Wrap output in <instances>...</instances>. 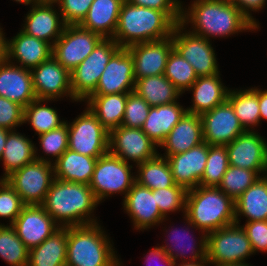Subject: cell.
<instances>
[{
  "label": "cell",
  "mask_w": 267,
  "mask_h": 266,
  "mask_svg": "<svg viewBox=\"0 0 267 266\" xmlns=\"http://www.w3.org/2000/svg\"><path fill=\"white\" fill-rule=\"evenodd\" d=\"M188 8H181V21L195 35L227 38L241 32H254V25L233 3L220 0H193Z\"/></svg>",
  "instance_id": "6da1fadb"
},
{
  "label": "cell",
  "mask_w": 267,
  "mask_h": 266,
  "mask_svg": "<svg viewBox=\"0 0 267 266\" xmlns=\"http://www.w3.org/2000/svg\"><path fill=\"white\" fill-rule=\"evenodd\" d=\"M98 204L88 184L54 179L41 206L60 227H70L98 223Z\"/></svg>",
  "instance_id": "7a4b0ae2"
},
{
  "label": "cell",
  "mask_w": 267,
  "mask_h": 266,
  "mask_svg": "<svg viewBox=\"0 0 267 266\" xmlns=\"http://www.w3.org/2000/svg\"><path fill=\"white\" fill-rule=\"evenodd\" d=\"M175 25L164 11L136 6L124 0L113 39L124 48L136 43L158 41L172 36Z\"/></svg>",
  "instance_id": "3957f363"
},
{
  "label": "cell",
  "mask_w": 267,
  "mask_h": 266,
  "mask_svg": "<svg viewBox=\"0 0 267 266\" xmlns=\"http://www.w3.org/2000/svg\"><path fill=\"white\" fill-rule=\"evenodd\" d=\"M100 224L67 227L66 266H123Z\"/></svg>",
  "instance_id": "277c9868"
},
{
  "label": "cell",
  "mask_w": 267,
  "mask_h": 266,
  "mask_svg": "<svg viewBox=\"0 0 267 266\" xmlns=\"http://www.w3.org/2000/svg\"><path fill=\"white\" fill-rule=\"evenodd\" d=\"M185 216L206 234L235 223V201L218 187L189 189Z\"/></svg>",
  "instance_id": "5b68a950"
},
{
  "label": "cell",
  "mask_w": 267,
  "mask_h": 266,
  "mask_svg": "<svg viewBox=\"0 0 267 266\" xmlns=\"http://www.w3.org/2000/svg\"><path fill=\"white\" fill-rule=\"evenodd\" d=\"M207 260L210 266L247 263L254 255L250 240L239 224H232L207 233Z\"/></svg>",
  "instance_id": "8992f818"
},
{
  "label": "cell",
  "mask_w": 267,
  "mask_h": 266,
  "mask_svg": "<svg viewBox=\"0 0 267 266\" xmlns=\"http://www.w3.org/2000/svg\"><path fill=\"white\" fill-rule=\"evenodd\" d=\"M132 168V164L109 152L97 159L89 186L99 204L116 193L125 199L136 182Z\"/></svg>",
  "instance_id": "52a82bcc"
},
{
  "label": "cell",
  "mask_w": 267,
  "mask_h": 266,
  "mask_svg": "<svg viewBox=\"0 0 267 266\" xmlns=\"http://www.w3.org/2000/svg\"><path fill=\"white\" fill-rule=\"evenodd\" d=\"M68 126V149L99 158L109 152V132L86 106Z\"/></svg>",
  "instance_id": "ba28073f"
},
{
  "label": "cell",
  "mask_w": 267,
  "mask_h": 266,
  "mask_svg": "<svg viewBox=\"0 0 267 266\" xmlns=\"http://www.w3.org/2000/svg\"><path fill=\"white\" fill-rule=\"evenodd\" d=\"M119 48L113 38H103L71 72V90L78 102H84L95 91L107 63Z\"/></svg>",
  "instance_id": "9c48e42d"
},
{
  "label": "cell",
  "mask_w": 267,
  "mask_h": 266,
  "mask_svg": "<svg viewBox=\"0 0 267 266\" xmlns=\"http://www.w3.org/2000/svg\"><path fill=\"white\" fill-rule=\"evenodd\" d=\"M54 179L53 164L37 159L5 178L25 205H41Z\"/></svg>",
  "instance_id": "30bf717a"
},
{
  "label": "cell",
  "mask_w": 267,
  "mask_h": 266,
  "mask_svg": "<svg viewBox=\"0 0 267 266\" xmlns=\"http://www.w3.org/2000/svg\"><path fill=\"white\" fill-rule=\"evenodd\" d=\"M172 41L173 48L192 65L198 77L220 73L211 40L193 34L178 23L173 29Z\"/></svg>",
  "instance_id": "8fae6325"
},
{
  "label": "cell",
  "mask_w": 267,
  "mask_h": 266,
  "mask_svg": "<svg viewBox=\"0 0 267 266\" xmlns=\"http://www.w3.org/2000/svg\"><path fill=\"white\" fill-rule=\"evenodd\" d=\"M102 39L98 33L80 25H66L61 36L52 45V56L71 73Z\"/></svg>",
  "instance_id": "7c38bea8"
},
{
  "label": "cell",
  "mask_w": 267,
  "mask_h": 266,
  "mask_svg": "<svg viewBox=\"0 0 267 266\" xmlns=\"http://www.w3.org/2000/svg\"><path fill=\"white\" fill-rule=\"evenodd\" d=\"M109 153L137 165L156 157L158 145L142 129L119 126L109 132Z\"/></svg>",
  "instance_id": "4fadbf2b"
},
{
  "label": "cell",
  "mask_w": 267,
  "mask_h": 266,
  "mask_svg": "<svg viewBox=\"0 0 267 266\" xmlns=\"http://www.w3.org/2000/svg\"><path fill=\"white\" fill-rule=\"evenodd\" d=\"M33 88L37 99L59 100L69 97L78 102L71 90V73L53 56L31 70Z\"/></svg>",
  "instance_id": "5bb4252c"
},
{
  "label": "cell",
  "mask_w": 267,
  "mask_h": 266,
  "mask_svg": "<svg viewBox=\"0 0 267 266\" xmlns=\"http://www.w3.org/2000/svg\"><path fill=\"white\" fill-rule=\"evenodd\" d=\"M182 217L183 220L186 222V224L184 222L186 228L184 229L182 227L178 230L177 227L175 228L171 225L168 227L167 230L165 227L163 232H166L165 235L168 234V237L164 239L165 241L163 243L165 244H162L161 248L164 250L167 256L171 258L175 263L207 260V234L204 231L196 228L185 215H183ZM190 229L198 230L199 236L201 235L200 237H198L200 240L198 238H194V235L191 234L194 232H192L193 230H191L190 232Z\"/></svg>",
  "instance_id": "9a60e30c"
},
{
  "label": "cell",
  "mask_w": 267,
  "mask_h": 266,
  "mask_svg": "<svg viewBox=\"0 0 267 266\" xmlns=\"http://www.w3.org/2000/svg\"><path fill=\"white\" fill-rule=\"evenodd\" d=\"M55 7L58 6L54 0H41L30 6L20 30L52 46L66 26L59 8L57 10Z\"/></svg>",
  "instance_id": "2e32d148"
},
{
  "label": "cell",
  "mask_w": 267,
  "mask_h": 266,
  "mask_svg": "<svg viewBox=\"0 0 267 266\" xmlns=\"http://www.w3.org/2000/svg\"><path fill=\"white\" fill-rule=\"evenodd\" d=\"M122 205L135 230L144 232L167 221L156 204L155 190L143 187L137 182L128 191Z\"/></svg>",
  "instance_id": "e0dca14e"
},
{
  "label": "cell",
  "mask_w": 267,
  "mask_h": 266,
  "mask_svg": "<svg viewBox=\"0 0 267 266\" xmlns=\"http://www.w3.org/2000/svg\"><path fill=\"white\" fill-rule=\"evenodd\" d=\"M201 119L203 139L208 145H227L246 131L228 100L203 113Z\"/></svg>",
  "instance_id": "ac0fdd59"
},
{
  "label": "cell",
  "mask_w": 267,
  "mask_h": 266,
  "mask_svg": "<svg viewBox=\"0 0 267 266\" xmlns=\"http://www.w3.org/2000/svg\"><path fill=\"white\" fill-rule=\"evenodd\" d=\"M133 58L127 48L120 47L110 58L95 91L91 95H111L134 91Z\"/></svg>",
  "instance_id": "d6986e66"
},
{
  "label": "cell",
  "mask_w": 267,
  "mask_h": 266,
  "mask_svg": "<svg viewBox=\"0 0 267 266\" xmlns=\"http://www.w3.org/2000/svg\"><path fill=\"white\" fill-rule=\"evenodd\" d=\"M229 165L253 171H266L267 141L259 132L245 131L226 145Z\"/></svg>",
  "instance_id": "ffe728a7"
},
{
  "label": "cell",
  "mask_w": 267,
  "mask_h": 266,
  "mask_svg": "<svg viewBox=\"0 0 267 266\" xmlns=\"http://www.w3.org/2000/svg\"><path fill=\"white\" fill-rule=\"evenodd\" d=\"M12 226L29 250L60 228L41 205H25Z\"/></svg>",
  "instance_id": "44dd1931"
},
{
  "label": "cell",
  "mask_w": 267,
  "mask_h": 266,
  "mask_svg": "<svg viewBox=\"0 0 267 266\" xmlns=\"http://www.w3.org/2000/svg\"><path fill=\"white\" fill-rule=\"evenodd\" d=\"M133 58L134 78L163 75L171 50L172 36L151 42H141L127 47Z\"/></svg>",
  "instance_id": "7402d4cb"
},
{
  "label": "cell",
  "mask_w": 267,
  "mask_h": 266,
  "mask_svg": "<svg viewBox=\"0 0 267 266\" xmlns=\"http://www.w3.org/2000/svg\"><path fill=\"white\" fill-rule=\"evenodd\" d=\"M166 157L175 184L187 190L196 188L202 179L208 157V144L204 141L185 151Z\"/></svg>",
  "instance_id": "603a6c76"
},
{
  "label": "cell",
  "mask_w": 267,
  "mask_h": 266,
  "mask_svg": "<svg viewBox=\"0 0 267 266\" xmlns=\"http://www.w3.org/2000/svg\"><path fill=\"white\" fill-rule=\"evenodd\" d=\"M51 56L52 46L49 43L21 30L7 39V61L24 69L32 70Z\"/></svg>",
  "instance_id": "cb8c5ba5"
},
{
  "label": "cell",
  "mask_w": 267,
  "mask_h": 266,
  "mask_svg": "<svg viewBox=\"0 0 267 266\" xmlns=\"http://www.w3.org/2000/svg\"><path fill=\"white\" fill-rule=\"evenodd\" d=\"M0 96L24 108L36 100L31 70L8 61L0 63Z\"/></svg>",
  "instance_id": "d4e9b609"
},
{
  "label": "cell",
  "mask_w": 267,
  "mask_h": 266,
  "mask_svg": "<svg viewBox=\"0 0 267 266\" xmlns=\"http://www.w3.org/2000/svg\"><path fill=\"white\" fill-rule=\"evenodd\" d=\"M202 142L204 139L201 116L187 112L160 144L159 147L165 152L159 155L171 156L182 153Z\"/></svg>",
  "instance_id": "484cf974"
},
{
  "label": "cell",
  "mask_w": 267,
  "mask_h": 266,
  "mask_svg": "<svg viewBox=\"0 0 267 266\" xmlns=\"http://www.w3.org/2000/svg\"><path fill=\"white\" fill-rule=\"evenodd\" d=\"M220 73L199 76L187 91H192V105L187 107L190 114L202 115L227 100L229 89L224 86Z\"/></svg>",
  "instance_id": "4316f807"
},
{
  "label": "cell",
  "mask_w": 267,
  "mask_h": 266,
  "mask_svg": "<svg viewBox=\"0 0 267 266\" xmlns=\"http://www.w3.org/2000/svg\"><path fill=\"white\" fill-rule=\"evenodd\" d=\"M187 113V108L178 101L150 107L142 131L158 146L165 140L172 128Z\"/></svg>",
  "instance_id": "83f0119b"
},
{
  "label": "cell",
  "mask_w": 267,
  "mask_h": 266,
  "mask_svg": "<svg viewBox=\"0 0 267 266\" xmlns=\"http://www.w3.org/2000/svg\"><path fill=\"white\" fill-rule=\"evenodd\" d=\"M123 2L124 0H94L79 25L103 38H113Z\"/></svg>",
  "instance_id": "f1b7e54d"
},
{
  "label": "cell",
  "mask_w": 267,
  "mask_h": 266,
  "mask_svg": "<svg viewBox=\"0 0 267 266\" xmlns=\"http://www.w3.org/2000/svg\"><path fill=\"white\" fill-rule=\"evenodd\" d=\"M98 158L67 149L54 163V177L67 182L90 184Z\"/></svg>",
  "instance_id": "f546056e"
},
{
  "label": "cell",
  "mask_w": 267,
  "mask_h": 266,
  "mask_svg": "<svg viewBox=\"0 0 267 266\" xmlns=\"http://www.w3.org/2000/svg\"><path fill=\"white\" fill-rule=\"evenodd\" d=\"M246 222L267 220V177L257 179L235 200V223L240 225L241 217ZM240 217V218H239Z\"/></svg>",
  "instance_id": "4dcf8cb0"
},
{
  "label": "cell",
  "mask_w": 267,
  "mask_h": 266,
  "mask_svg": "<svg viewBox=\"0 0 267 266\" xmlns=\"http://www.w3.org/2000/svg\"><path fill=\"white\" fill-rule=\"evenodd\" d=\"M128 93L111 95H90L84 102L110 132L122 125Z\"/></svg>",
  "instance_id": "1f68e13d"
},
{
  "label": "cell",
  "mask_w": 267,
  "mask_h": 266,
  "mask_svg": "<svg viewBox=\"0 0 267 266\" xmlns=\"http://www.w3.org/2000/svg\"><path fill=\"white\" fill-rule=\"evenodd\" d=\"M67 227H60L39 246L29 250L28 266H66Z\"/></svg>",
  "instance_id": "d6a6232c"
},
{
  "label": "cell",
  "mask_w": 267,
  "mask_h": 266,
  "mask_svg": "<svg viewBox=\"0 0 267 266\" xmlns=\"http://www.w3.org/2000/svg\"><path fill=\"white\" fill-rule=\"evenodd\" d=\"M35 159V145L33 141L17 130H10L3 155L0 159L4 167L1 179H5L13 171L22 168Z\"/></svg>",
  "instance_id": "836d02e7"
},
{
  "label": "cell",
  "mask_w": 267,
  "mask_h": 266,
  "mask_svg": "<svg viewBox=\"0 0 267 266\" xmlns=\"http://www.w3.org/2000/svg\"><path fill=\"white\" fill-rule=\"evenodd\" d=\"M134 91L142 97L150 107L174 103L180 99L179 97L183 96L164 75L147 76L136 80Z\"/></svg>",
  "instance_id": "e575fe53"
},
{
  "label": "cell",
  "mask_w": 267,
  "mask_h": 266,
  "mask_svg": "<svg viewBox=\"0 0 267 266\" xmlns=\"http://www.w3.org/2000/svg\"><path fill=\"white\" fill-rule=\"evenodd\" d=\"M227 100L234 108L241 125L246 131H254L260 124L258 87L230 89ZM255 127V128H254Z\"/></svg>",
  "instance_id": "d590c367"
},
{
  "label": "cell",
  "mask_w": 267,
  "mask_h": 266,
  "mask_svg": "<svg viewBox=\"0 0 267 266\" xmlns=\"http://www.w3.org/2000/svg\"><path fill=\"white\" fill-rule=\"evenodd\" d=\"M136 182L151 190L172 187L175 185L172 170L166 157L157 155L136 166Z\"/></svg>",
  "instance_id": "8d00e7d4"
},
{
  "label": "cell",
  "mask_w": 267,
  "mask_h": 266,
  "mask_svg": "<svg viewBox=\"0 0 267 266\" xmlns=\"http://www.w3.org/2000/svg\"><path fill=\"white\" fill-rule=\"evenodd\" d=\"M49 101L58 100L36 99L24 108V123L28 122L36 135L57 129L66 123V120H61L56 108L47 105Z\"/></svg>",
  "instance_id": "74e56055"
},
{
  "label": "cell",
  "mask_w": 267,
  "mask_h": 266,
  "mask_svg": "<svg viewBox=\"0 0 267 266\" xmlns=\"http://www.w3.org/2000/svg\"><path fill=\"white\" fill-rule=\"evenodd\" d=\"M0 257L10 266H28L29 249L12 225L0 223Z\"/></svg>",
  "instance_id": "f35d334b"
},
{
  "label": "cell",
  "mask_w": 267,
  "mask_h": 266,
  "mask_svg": "<svg viewBox=\"0 0 267 266\" xmlns=\"http://www.w3.org/2000/svg\"><path fill=\"white\" fill-rule=\"evenodd\" d=\"M265 173L229 165L218 188L235 201Z\"/></svg>",
  "instance_id": "ab89813d"
},
{
  "label": "cell",
  "mask_w": 267,
  "mask_h": 266,
  "mask_svg": "<svg viewBox=\"0 0 267 266\" xmlns=\"http://www.w3.org/2000/svg\"><path fill=\"white\" fill-rule=\"evenodd\" d=\"M163 75L167 77L182 94H184L198 78L192 65L174 48L169 54Z\"/></svg>",
  "instance_id": "60d3db41"
},
{
  "label": "cell",
  "mask_w": 267,
  "mask_h": 266,
  "mask_svg": "<svg viewBox=\"0 0 267 266\" xmlns=\"http://www.w3.org/2000/svg\"><path fill=\"white\" fill-rule=\"evenodd\" d=\"M38 138L42 153L41 155L38 154L40 150H38V147L35 145L36 159L53 164L68 149L67 123L57 129L38 135ZM43 153L44 155H42Z\"/></svg>",
  "instance_id": "b9f144b4"
},
{
  "label": "cell",
  "mask_w": 267,
  "mask_h": 266,
  "mask_svg": "<svg viewBox=\"0 0 267 266\" xmlns=\"http://www.w3.org/2000/svg\"><path fill=\"white\" fill-rule=\"evenodd\" d=\"M229 167L226 145H208V157L199 186L218 187Z\"/></svg>",
  "instance_id": "7bdbcfd3"
},
{
  "label": "cell",
  "mask_w": 267,
  "mask_h": 266,
  "mask_svg": "<svg viewBox=\"0 0 267 266\" xmlns=\"http://www.w3.org/2000/svg\"><path fill=\"white\" fill-rule=\"evenodd\" d=\"M187 192L186 188L177 184L155 190V200L160 213L165 218L170 213H176L177 211H181L185 215Z\"/></svg>",
  "instance_id": "ee69618b"
},
{
  "label": "cell",
  "mask_w": 267,
  "mask_h": 266,
  "mask_svg": "<svg viewBox=\"0 0 267 266\" xmlns=\"http://www.w3.org/2000/svg\"><path fill=\"white\" fill-rule=\"evenodd\" d=\"M149 110L150 105L142 97L135 91L129 92L121 126L142 129Z\"/></svg>",
  "instance_id": "f6af8a7d"
},
{
  "label": "cell",
  "mask_w": 267,
  "mask_h": 266,
  "mask_svg": "<svg viewBox=\"0 0 267 266\" xmlns=\"http://www.w3.org/2000/svg\"><path fill=\"white\" fill-rule=\"evenodd\" d=\"M24 206L19 194L0 178V219H8L7 225H12Z\"/></svg>",
  "instance_id": "bcb514c9"
},
{
  "label": "cell",
  "mask_w": 267,
  "mask_h": 266,
  "mask_svg": "<svg viewBox=\"0 0 267 266\" xmlns=\"http://www.w3.org/2000/svg\"><path fill=\"white\" fill-rule=\"evenodd\" d=\"M66 25H79L94 0H54Z\"/></svg>",
  "instance_id": "7dc6e473"
},
{
  "label": "cell",
  "mask_w": 267,
  "mask_h": 266,
  "mask_svg": "<svg viewBox=\"0 0 267 266\" xmlns=\"http://www.w3.org/2000/svg\"><path fill=\"white\" fill-rule=\"evenodd\" d=\"M24 124V107L0 96V127L17 130Z\"/></svg>",
  "instance_id": "c3c4849f"
},
{
  "label": "cell",
  "mask_w": 267,
  "mask_h": 266,
  "mask_svg": "<svg viewBox=\"0 0 267 266\" xmlns=\"http://www.w3.org/2000/svg\"><path fill=\"white\" fill-rule=\"evenodd\" d=\"M241 226L251 242L253 253H267V220L249 221Z\"/></svg>",
  "instance_id": "681fc988"
},
{
  "label": "cell",
  "mask_w": 267,
  "mask_h": 266,
  "mask_svg": "<svg viewBox=\"0 0 267 266\" xmlns=\"http://www.w3.org/2000/svg\"><path fill=\"white\" fill-rule=\"evenodd\" d=\"M131 4L164 11L176 24L181 21V8L183 2L180 0H127Z\"/></svg>",
  "instance_id": "f907efd6"
},
{
  "label": "cell",
  "mask_w": 267,
  "mask_h": 266,
  "mask_svg": "<svg viewBox=\"0 0 267 266\" xmlns=\"http://www.w3.org/2000/svg\"><path fill=\"white\" fill-rule=\"evenodd\" d=\"M267 0H236L233 4L238 7L241 13L254 25V31L259 28V22L252 16L253 12H259L267 5Z\"/></svg>",
  "instance_id": "816d5d0a"
},
{
  "label": "cell",
  "mask_w": 267,
  "mask_h": 266,
  "mask_svg": "<svg viewBox=\"0 0 267 266\" xmlns=\"http://www.w3.org/2000/svg\"><path fill=\"white\" fill-rule=\"evenodd\" d=\"M157 245L151 250H149L147 255L144 256L145 263H148L149 265L152 260L156 259V260H161L164 266H175V262L167 256V254L164 252V250L161 248L159 244Z\"/></svg>",
  "instance_id": "f5cc1de1"
},
{
  "label": "cell",
  "mask_w": 267,
  "mask_h": 266,
  "mask_svg": "<svg viewBox=\"0 0 267 266\" xmlns=\"http://www.w3.org/2000/svg\"><path fill=\"white\" fill-rule=\"evenodd\" d=\"M258 103L260 112V124L262 120H267V90L258 88Z\"/></svg>",
  "instance_id": "db71d44e"
},
{
  "label": "cell",
  "mask_w": 267,
  "mask_h": 266,
  "mask_svg": "<svg viewBox=\"0 0 267 266\" xmlns=\"http://www.w3.org/2000/svg\"><path fill=\"white\" fill-rule=\"evenodd\" d=\"M7 61V38L0 25V63Z\"/></svg>",
  "instance_id": "11a10c76"
},
{
  "label": "cell",
  "mask_w": 267,
  "mask_h": 266,
  "mask_svg": "<svg viewBox=\"0 0 267 266\" xmlns=\"http://www.w3.org/2000/svg\"><path fill=\"white\" fill-rule=\"evenodd\" d=\"M10 130L4 127H0V159L3 155L4 148H5V143L8 137V132Z\"/></svg>",
  "instance_id": "9f6ffc18"
},
{
  "label": "cell",
  "mask_w": 267,
  "mask_h": 266,
  "mask_svg": "<svg viewBox=\"0 0 267 266\" xmlns=\"http://www.w3.org/2000/svg\"><path fill=\"white\" fill-rule=\"evenodd\" d=\"M175 266H210L208 260H197L175 263Z\"/></svg>",
  "instance_id": "6f0895ef"
},
{
  "label": "cell",
  "mask_w": 267,
  "mask_h": 266,
  "mask_svg": "<svg viewBox=\"0 0 267 266\" xmlns=\"http://www.w3.org/2000/svg\"><path fill=\"white\" fill-rule=\"evenodd\" d=\"M13 1H15L17 3H20V4H25L27 6L28 5L33 6V5L37 4V3H39L41 0H13Z\"/></svg>",
  "instance_id": "680465c9"
},
{
  "label": "cell",
  "mask_w": 267,
  "mask_h": 266,
  "mask_svg": "<svg viewBox=\"0 0 267 266\" xmlns=\"http://www.w3.org/2000/svg\"><path fill=\"white\" fill-rule=\"evenodd\" d=\"M225 266H252L250 263H241V264H233V265H225Z\"/></svg>",
  "instance_id": "91938a15"
},
{
  "label": "cell",
  "mask_w": 267,
  "mask_h": 266,
  "mask_svg": "<svg viewBox=\"0 0 267 266\" xmlns=\"http://www.w3.org/2000/svg\"><path fill=\"white\" fill-rule=\"evenodd\" d=\"M220 1L228 2V3H234L236 0H220Z\"/></svg>",
  "instance_id": "94428289"
}]
</instances>
